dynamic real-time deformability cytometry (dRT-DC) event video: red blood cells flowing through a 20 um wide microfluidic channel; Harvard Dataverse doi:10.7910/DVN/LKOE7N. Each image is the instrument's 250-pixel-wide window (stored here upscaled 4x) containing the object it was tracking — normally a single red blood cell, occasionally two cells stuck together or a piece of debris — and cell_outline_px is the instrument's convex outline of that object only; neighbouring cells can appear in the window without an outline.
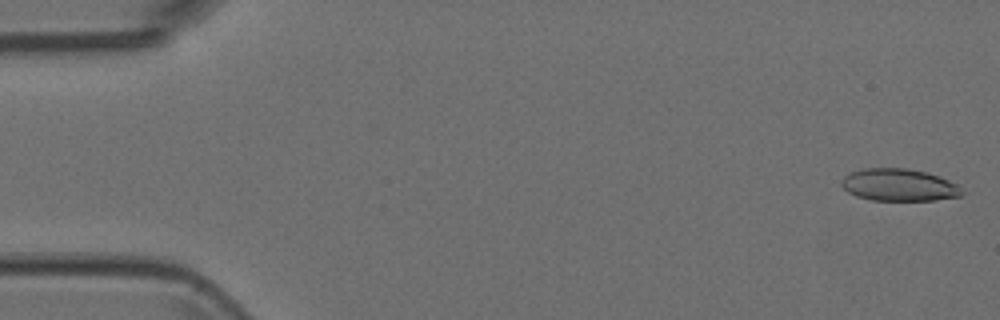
{"species": "Egyptian fruit bat (a non-hibernating species)", "species_latin": "Rousettus aegyptiacus", "temperature_condition": "room temperature", "stored_images_in_passage": 6, "camera_frame_rate_fps": 3000, "um_per_image_px": 0.085, "animal": {"sex": "female"}, "frame": {"image": 1, "passage_image": 1, "time_ms": 0.0, "image_size_px": [1000, 320], "cell_outline_px": [[964, 192], [960, 196], [936, 200], [872, 200], [856, 196], [848, 192], [840, 184], [840, 180], [844, 176], [852, 172], [864, 168], [904, 168], [928, 172], [940, 176], [956, 184]], "centroid_in_image_um": [76.4, 15.72], "position_along_channel_um": 8.6, "area_um2": 22.66}}
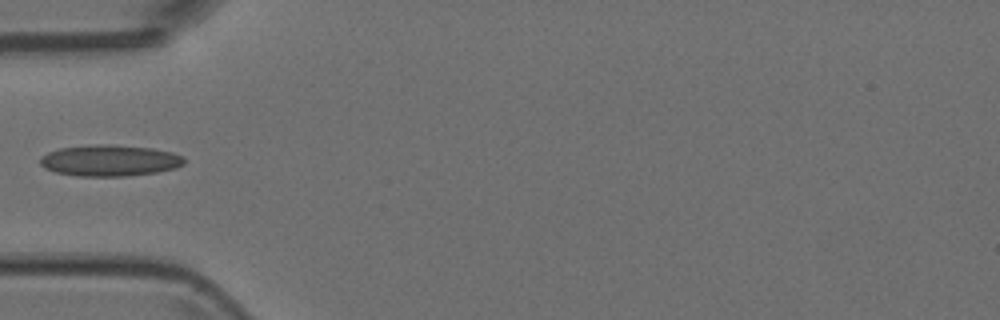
{"frame": {"image": 2, "passage_image": 5, "time_ms": 1.333, "image_size_px": [1000, 320], "cell_outline_px": [[184, 164], [176, 168], [156, 172], [124, 176], [80, 176], [56, 172], [44, 168], [40, 164], [40, 156], [48, 152], [60, 148], [100, 144], [112, 144], [152, 148], [172, 152], [184, 156]], "centroid_in_image_um": [9.33, 13.64], "position_along_channel_um": 75.7, "area_um2": 26.24}}
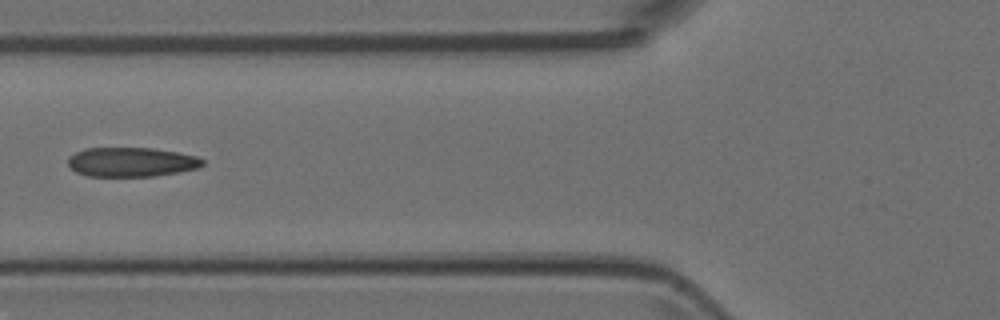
{"frame": {"image": 3, "passage_image": 6, "time_ms": 1.667, "image_size_px": [1000, 320], "cell_outline_px": [[204, 164], [196, 168], [180, 172], [152, 176], [88, 176], [76, 172], [68, 164], [68, 156], [84, 148], [152, 148], [176, 152], [196, 156], [204, 160]], "centroid_in_image_um": [11.15, 13.77], "position_along_channel_um": 114.7, "area_um2": 22.95}}